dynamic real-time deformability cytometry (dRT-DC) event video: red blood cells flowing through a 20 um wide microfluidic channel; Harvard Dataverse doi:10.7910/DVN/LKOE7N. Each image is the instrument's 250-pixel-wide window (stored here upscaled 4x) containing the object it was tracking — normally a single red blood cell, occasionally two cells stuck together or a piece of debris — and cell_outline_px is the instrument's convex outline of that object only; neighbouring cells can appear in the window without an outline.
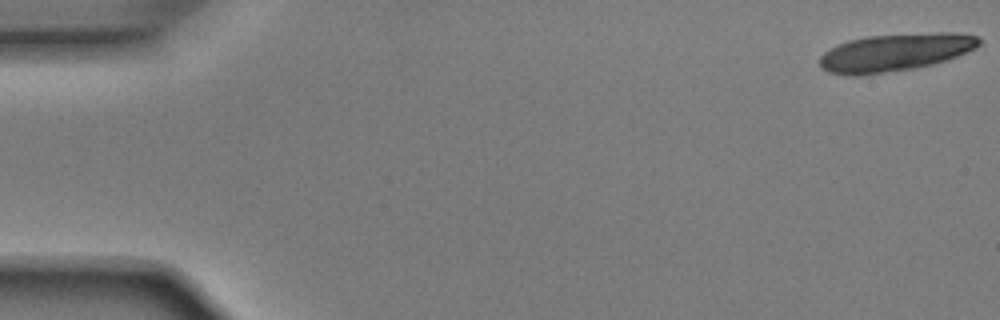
{"species": "Egyptian fruit bat (a non-hibernating species)", "species_latin": "Rousettus aegyptiacus", "temperature_condition": "room temperature", "stored_images_in_passage": 18, "camera_frame_rate_fps": 3000, "um_per_image_px": 0.085, "animal": {"sex": "male"}, "frame": {"image": 1, "passage_image": 1, "time_ms": 0.0, "image_size_px": [1000, 320], "cell_outline_px": [[980, 44], [976, 48], [956, 56], [932, 64], [912, 68], [856, 76], [852, 76], [828, 72], [820, 68], [820, 56], [824, 52], [848, 40], [868, 36], [936, 32], [956, 32], [980, 36]], "centroid_in_image_um": [76.09, 4.44], "position_along_channel_um": 8.9, "area_um2": 34.74}}